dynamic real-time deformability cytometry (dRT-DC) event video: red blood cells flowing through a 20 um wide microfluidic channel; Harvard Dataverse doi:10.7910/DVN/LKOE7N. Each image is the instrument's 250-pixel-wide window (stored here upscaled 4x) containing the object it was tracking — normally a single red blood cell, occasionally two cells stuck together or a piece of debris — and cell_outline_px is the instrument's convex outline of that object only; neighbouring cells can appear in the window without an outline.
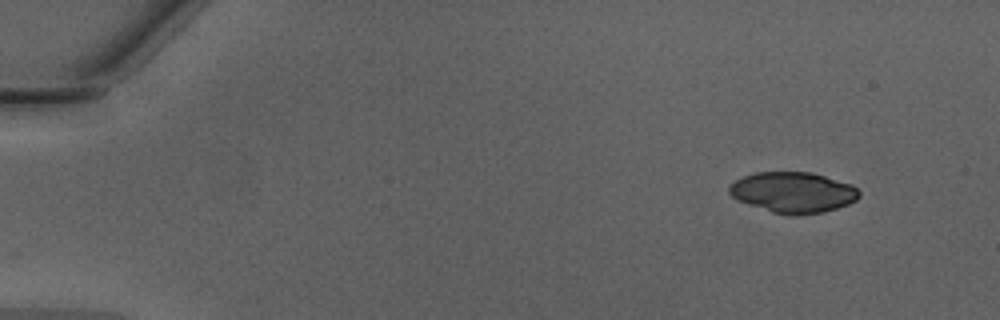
{"species": "Egyptian fruit bat (a non-hibernating species)", "species_latin": "Rousettus aegyptiacus", "temperature_condition": "warm", "stored_images_in_passage": 44, "segment_of_instrument_passage": [1, 2], "camera_frame_rate_fps": 3000, "um_per_image_px": 0.085, "animal": {"sex": "male"}, "frame": {"image": 1, "passage_image": 1, "time_ms": 0.0, "image_size_px": [1000, 320], "cell_outline_px": [[860, 196], [856, 200], [848, 204], [824, 212], [772, 212], [740, 200], [732, 196], [728, 192], [728, 184], [744, 176], [756, 172], [812, 172], [852, 184], [860, 192]], "centroid_in_image_um": [67.42, 16.3], "position_along_channel_um": 17.6, "area_um2": 30.0}}